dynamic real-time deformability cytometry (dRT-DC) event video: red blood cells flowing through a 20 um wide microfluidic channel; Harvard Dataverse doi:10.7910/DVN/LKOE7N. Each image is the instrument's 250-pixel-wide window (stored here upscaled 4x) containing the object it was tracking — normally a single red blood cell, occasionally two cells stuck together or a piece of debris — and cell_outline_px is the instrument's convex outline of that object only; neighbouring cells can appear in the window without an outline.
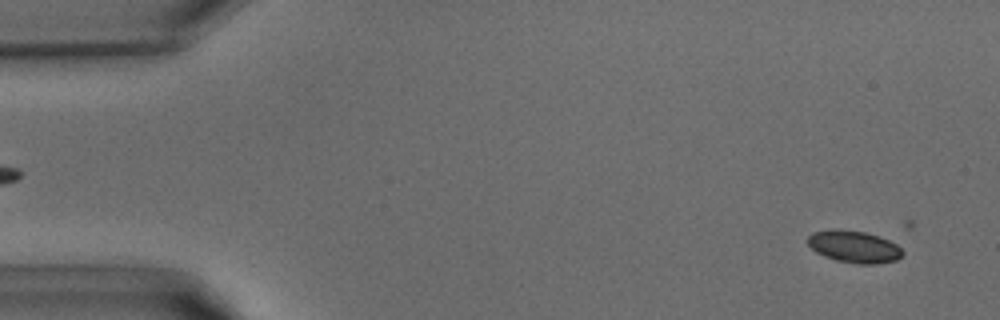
{"species": "common noctule bat (a hibernating species)", "species_latin": "Nyctalus noctula", "temperature_condition": "warm", "stored_images_in_passage": 7, "camera_frame_rate_fps": 3000, "um_per_image_px": 0.085, "animal": {"sex": "male", "body_mass_g": 15.6}, "frame": {"image": 1, "passage_image": 2, "time_ms": 0.333, "image_size_px": [1000, 320], "cell_outline_px": [[904, 252], [896, 260], [876, 264], [860, 264], [836, 260], [824, 256], [816, 252], [804, 240], [812, 232], [836, 228], [864, 232], [880, 236], [896, 244]], "centroid_in_image_um": [72.55, 20.95], "position_along_channel_um": 12.4, "area_um2": 17.8}}